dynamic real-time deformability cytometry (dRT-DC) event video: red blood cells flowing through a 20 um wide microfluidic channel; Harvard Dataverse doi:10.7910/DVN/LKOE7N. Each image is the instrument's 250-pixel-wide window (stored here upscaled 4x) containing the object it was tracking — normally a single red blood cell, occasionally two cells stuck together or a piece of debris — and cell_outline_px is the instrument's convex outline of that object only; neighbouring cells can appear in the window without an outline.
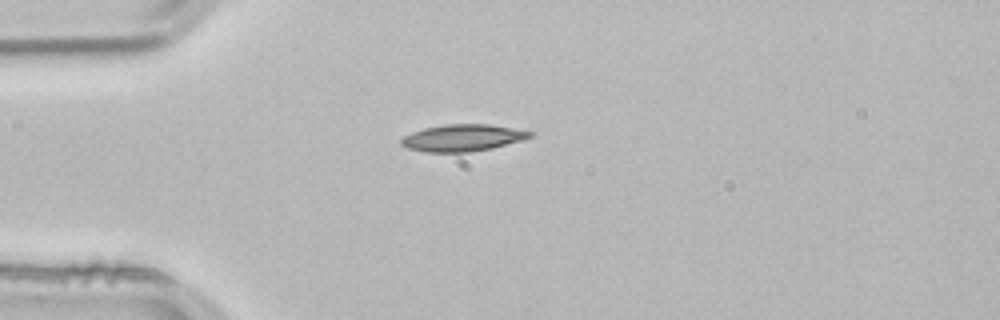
{"species": "common noctule bat (a hibernating species)", "species_latin": "Nyctalus noctula", "temperature_condition": "room temperature", "stored_images_in_passage": 40, "camera_frame_rate_fps": 3000, "um_per_image_px": 0.085, "animal": {"sex": "male", "body_mass_g": 21.5, "forearm_length_mm": 52.0}, "frame": {"image": 1, "passage_image": 1, "time_ms": 0.0, "image_size_px": [1000, 320], "cell_outline_px": [[532, 136], [524, 140], [492, 148], [468, 152], [424, 152], [408, 148], [400, 144], [400, 140], [404, 136], [412, 132], [424, 128], [444, 124], [488, 124], [512, 128], [532, 132]], "centroid_in_image_um": [39.3, 11.72], "position_along_channel_um": 45.7, "area_um2": 20.11}}
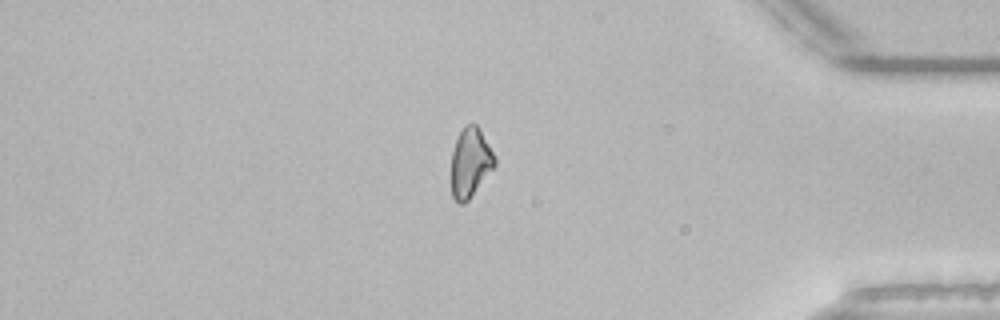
{"frame": {"image": 2, "passage_image": 32, "time_ms": 10.333, "image_size_px": [1000, 320], "cell_outline_px": [[496, 164], [468, 200], [464, 204], [460, 204], [452, 196], [452, 152], [456, 140], [464, 124], [476, 124], [496, 156]], "centroid_in_image_um": [39.98, 13.81], "position_along_channel_um": 395.2, "area_um2": 17.28}}
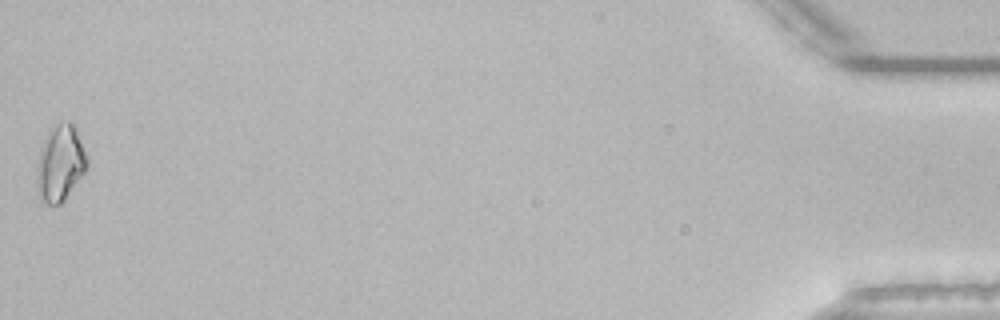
{"frame": {"image": 3, "passage_image": 40, "time_ms": 13.0, "image_size_px": [1000, 320], "cell_outline_px": [[88, 164], [84, 172], [64, 200], [60, 204], [44, 204], [40, 200], [36, 188], [36, 164], [40, 148], [48, 128], [68, 120], [72, 120], [76, 124], [88, 156]], "centroid_in_image_um": [5.11, 13.82], "position_along_channel_um": 430.1, "area_um2": 23.06}, "authors_computed_cell_mechanics": {"area_um2": 18.7272, "velocity_mm_per_s": 3.854, "shape_relaxation_time_tau1_ms": 3.9295, "shape_relaxation_time_tau2_ms": null, "deformation_change_tau1": 0.1357, "deformation_change_tau2": null}}